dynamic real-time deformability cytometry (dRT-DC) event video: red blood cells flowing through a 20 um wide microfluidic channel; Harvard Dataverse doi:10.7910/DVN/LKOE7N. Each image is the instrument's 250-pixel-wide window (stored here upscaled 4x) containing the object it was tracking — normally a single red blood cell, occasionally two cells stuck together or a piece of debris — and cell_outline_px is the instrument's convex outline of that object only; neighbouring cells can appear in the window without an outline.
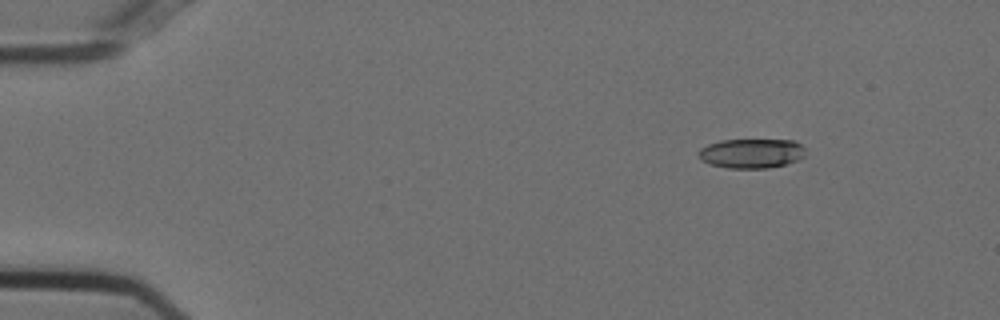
{"species": "Egyptian fruit bat (a non-hibernating species)", "species_latin": "Rousettus aegyptiacus", "temperature_condition": "cold", "stored_images_in_passage": 48, "camera_frame_rate_fps": 3000, "um_per_image_px": 0.085, "animal": {"sex": "female"}, "frame": {"image": 1, "passage_image": 1, "time_ms": 0.0, "image_size_px": [1000, 320], "cell_outline_px": [[804, 156], [796, 160], [784, 164], [768, 168], [728, 168], [708, 164], [700, 160], [696, 152], [700, 148], [708, 144], [720, 140], [792, 140], [800, 144], [804, 148]], "centroid_in_image_um": [63.8, 13.03], "position_along_channel_um": 21.2, "area_um2": 18.44}}
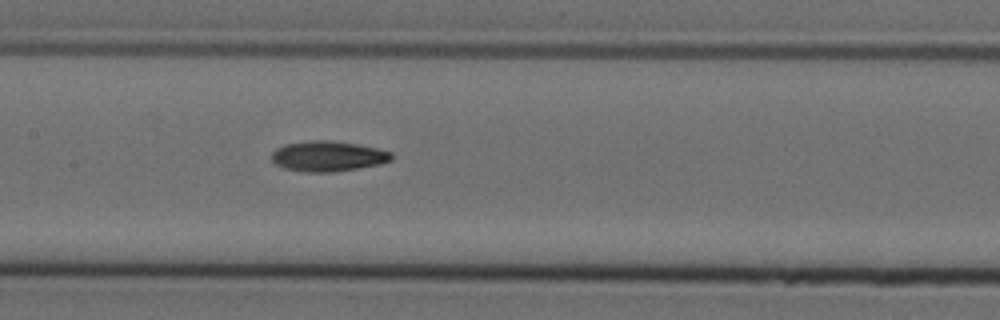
{"frame": {"image": 2, "passage_image": 21, "time_ms": 6.667, "image_size_px": [1000, 320], "cell_outline_px": [[392, 160], [380, 164], [332, 172], [304, 172], [284, 168], [276, 164], [272, 160], [272, 152], [276, 148], [284, 144], [312, 140], [328, 140], [356, 144], [376, 148], [392, 152]], "centroid_in_image_um": [27.85, 13.27], "position_along_channel_um": 179.5, "area_um2": 21.1}}
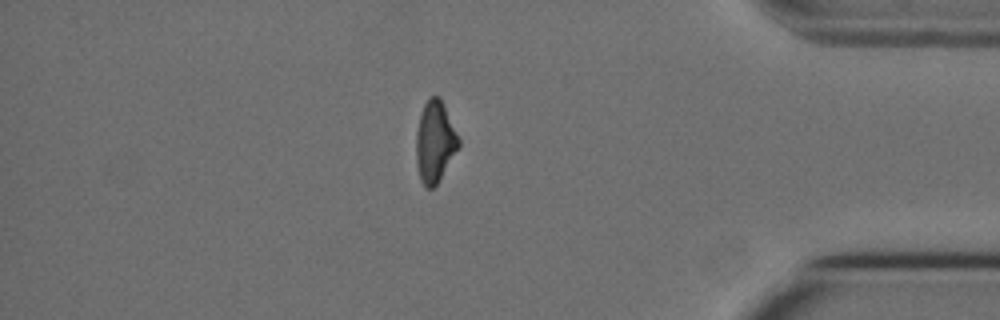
{"frame": {"image": 3, "passage_image": 41, "time_ms": 13.333, "image_size_px": [1000, 320], "cell_outline_px": [[460, 144], [436, 184], [432, 188], [428, 188], [420, 180], [416, 164], [416, 132], [420, 116], [424, 104], [428, 96], [440, 96], [460, 140]], "centroid_in_image_um": [36.94, 12.01], "position_along_channel_um": 398.3, "area_um2": 19.83}}